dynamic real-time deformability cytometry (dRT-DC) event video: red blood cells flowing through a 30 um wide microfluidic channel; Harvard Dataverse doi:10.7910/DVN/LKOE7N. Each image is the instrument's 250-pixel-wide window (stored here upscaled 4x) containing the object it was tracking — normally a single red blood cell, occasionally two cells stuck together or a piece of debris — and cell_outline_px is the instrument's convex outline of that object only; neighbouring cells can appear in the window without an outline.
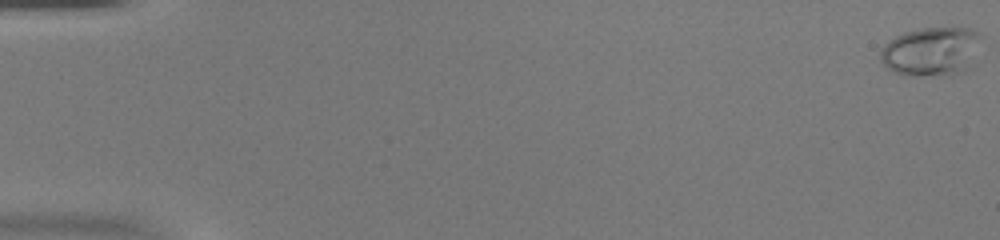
{"species": "common noctule bat (a hibernating species)", "species_latin": "Nyctalus noctula", "temperature_condition": "warm", "stored_images_in_passage": 54, "camera_frame_rate_fps": 3000, "um_per_image_px": 0.085, "animal": {"sex": "female", "body_mass_g": 20.0, "forearm_length_mm": 54.0}, "frame": {"image": 1, "passage_image": 1, "time_ms": 0.0, "image_size_px": [1000, 240], "cell_outline_px": [[984, 36], [972, 68], [964, 72], [952, 76], [908, 76], [896, 72], [888, 68], [880, 60], [880, 52], [884, 44], [888, 40], [904, 32], [920, 28], [968, 28], [980, 32]], "centroid_in_image_um": [79.24, 4.39], "position_along_channel_um": 5.8, "area_um2": 29.77}}
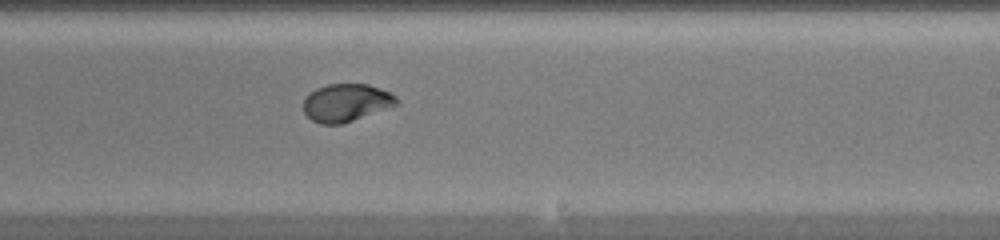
{"frame": {"image": 2, "passage_image": 34, "time_ms": 11.0, "image_size_px": [1000, 240], "cell_outline_px": [[400, 104], [340, 124], [320, 124], [312, 120], [304, 112], [304, 100], [316, 88], [328, 84], [368, 84], [388, 92], [396, 96]], "centroid_in_image_um": [29.44, 8.72], "position_along_channel_um": 259.6, "area_um2": 20.17}}
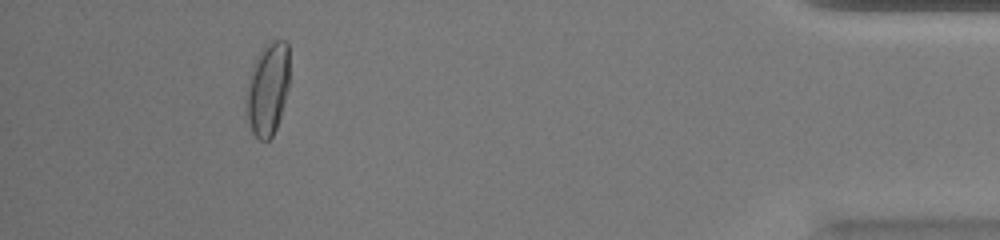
{"frame": {"image": 3, "passage_image": 50, "time_ms": 16.333, "image_size_px": [1000, 240], "cell_outline_px": [[288, 88], [280, 116], [276, 128], [272, 136], [268, 140], [260, 140], [252, 132], [244, 112], [244, 100], [248, 80], [252, 64], [264, 44], [272, 40], [284, 40], [288, 44]], "centroid_in_image_um": [22.71, 7.55], "position_along_channel_um": 412.5, "area_um2": 23.76}, "authors_computed_cell_mechanics": {"area_um2": 20.808, "velocity_mm_per_s": 3.9173, "shape_relaxation_time_tau1_ms": 10.5267, "shape_relaxation_time_tau2_ms": null, "deformation_change_tau1": 0.3311, "deformation_change_tau2": null}}